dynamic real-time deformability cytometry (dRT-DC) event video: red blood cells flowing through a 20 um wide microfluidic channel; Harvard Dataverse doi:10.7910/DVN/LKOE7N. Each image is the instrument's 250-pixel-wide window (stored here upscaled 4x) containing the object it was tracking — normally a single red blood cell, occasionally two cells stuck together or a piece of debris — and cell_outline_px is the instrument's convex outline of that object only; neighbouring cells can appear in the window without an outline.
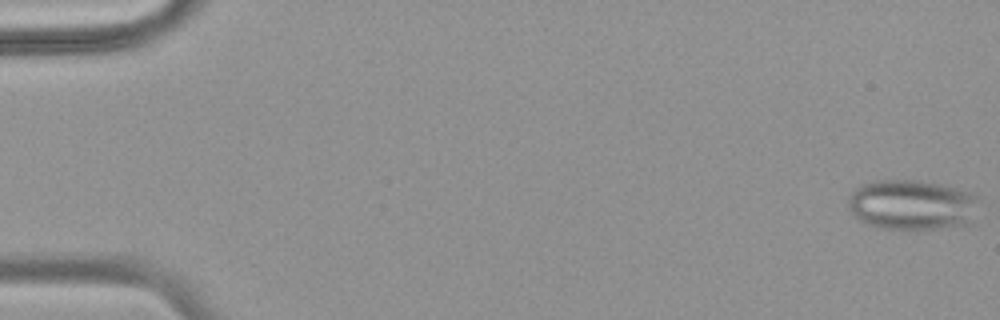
{"species": "common noctule bat (a hibernating species)", "species_latin": "Nyctalus noctula", "temperature_condition": "warm", "stored_images_in_passage": 55, "camera_frame_rate_fps": 3000, "um_per_image_px": 0.085, "animal": {"sex": "female", "body_mass_g": 18.4}, "frame": {"image": 1, "passage_image": 1, "time_ms": 0.0, "image_size_px": [1000, 320], "cell_outline_px": [[976, 200], [972, 224], [940, 228], [880, 228], [868, 224], [852, 216], [848, 208], [848, 196], [860, 184], [876, 180], [916, 180], [956, 188], [972, 192], [976, 196]], "centroid_in_image_um": [77.46, 17.4], "position_along_channel_um": 7.5, "area_um2": 38.09}}
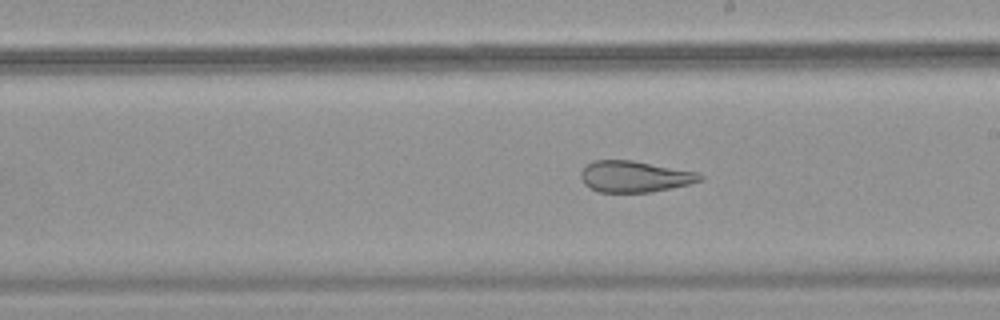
{"frame": {"image": 2, "passage_image": 32, "time_ms": 10.333, "image_size_px": [1000, 320], "cell_outline_px": [[704, 180], [688, 184], [648, 192], [600, 192], [584, 184], [580, 176], [580, 172], [592, 160], [632, 160], [700, 172], [704, 176]], "centroid_in_image_um": [53.97, 14.99], "position_along_channel_um": 235.0, "area_um2": 21.68}}
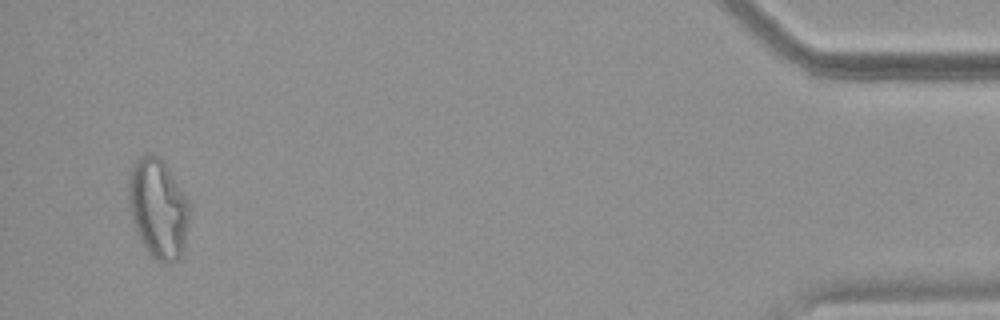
{"frame": {"image": 3, "passage_image": 53, "time_ms": 17.333, "image_size_px": [1000, 320], "cell_outline_px": [[188, 224], [184, 248], [180, 256], [176, 260], [168, 264], [164, 264], [156, 260], [144, 248], [132, 220], [128, 204], [128, 176], [136, 160], [144, 156], [156, 156], [168, 168], [188, 200]], "centroid_in_image_um": [13.42, 17.77], "position_along_channel_um": 421.8, "area_um2": 34.91}}